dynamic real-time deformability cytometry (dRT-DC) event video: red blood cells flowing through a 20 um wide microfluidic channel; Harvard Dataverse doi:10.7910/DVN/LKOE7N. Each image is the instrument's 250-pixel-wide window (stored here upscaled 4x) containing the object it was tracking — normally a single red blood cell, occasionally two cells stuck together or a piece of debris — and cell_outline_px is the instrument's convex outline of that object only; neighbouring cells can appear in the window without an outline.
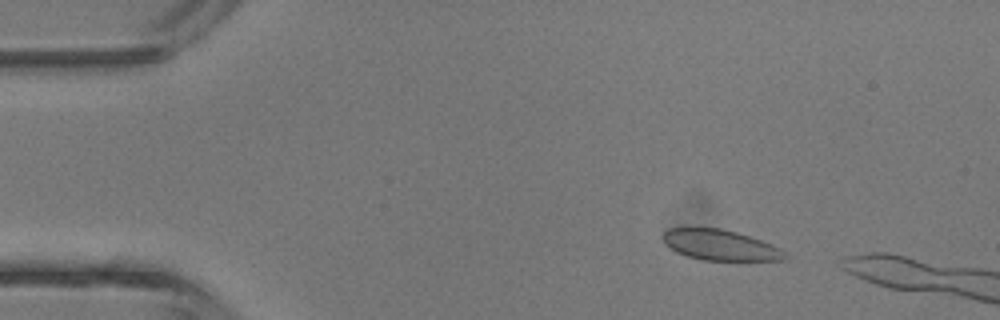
{"species": "common noctule bat (a hibernating species)", "species_latin": "Nyctalus noctula", "temperature_condition": "room temperature", "stored_images_in_passage": 3, "camera_frame_rate_fps": 3000, "um_per_image_px": 0.085, "animal": {"sex": "male", "body_mass_g": 13.3}, "frame": {"image": 1, "passage_image": 2, "time_ms": 1.0, "image_size_px": [1000, 320], "cell_outline_px": [[788, 256], [784, 260], [700, 260], [676, 252], [668, 248], [664, 244], [660, 236], [668, 228], [688, 224], [720, 228], [736, 232], [772, 244], [780, 248]], "centroid_in_image_um": [61.08, 20.78], "position_along_channel_um": 23.9, "area_um2": 22.54}}